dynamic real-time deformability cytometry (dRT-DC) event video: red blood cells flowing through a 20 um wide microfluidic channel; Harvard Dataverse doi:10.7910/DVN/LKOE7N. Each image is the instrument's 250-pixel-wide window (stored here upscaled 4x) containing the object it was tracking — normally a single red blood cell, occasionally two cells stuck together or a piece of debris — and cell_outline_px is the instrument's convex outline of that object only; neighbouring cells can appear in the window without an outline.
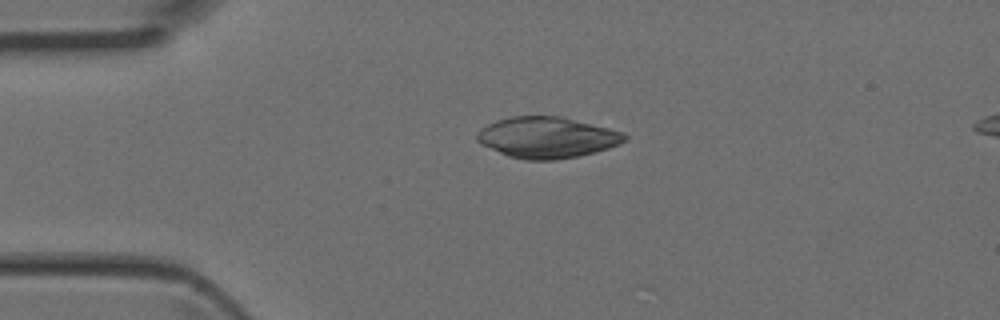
{"species": "Egyptian fruit bat (a non-hibernating species)", "species_latin": "Rousettus aegyptiacus", "temperature_condition": "room temperature", "stored_images_in_passage": 3, "segment_of_instrument_passage": [1, 2], "camera_frame_rate_fps": 3000, "um_per_image_px": 0.085, "animal": {"sex": "female"}, "frame": {"image": 1, "passage_image": 2, "time_ms": 0.333, "image_size_px": [1000, 320], "cell_outline_px": [[628, 136], [620, 144], [596, 152], [576, 156], [552, 160], [524, 160], [508, 156], [480, 144], [476, 140], [476, 132], [480, 128], [496, 120], [512, 116], [560, 116], [624, 132]], "centroid_in_image_um": [46.46, 11.68], "position_along_channel_um": 38.5, "area_um2": 35.32}}